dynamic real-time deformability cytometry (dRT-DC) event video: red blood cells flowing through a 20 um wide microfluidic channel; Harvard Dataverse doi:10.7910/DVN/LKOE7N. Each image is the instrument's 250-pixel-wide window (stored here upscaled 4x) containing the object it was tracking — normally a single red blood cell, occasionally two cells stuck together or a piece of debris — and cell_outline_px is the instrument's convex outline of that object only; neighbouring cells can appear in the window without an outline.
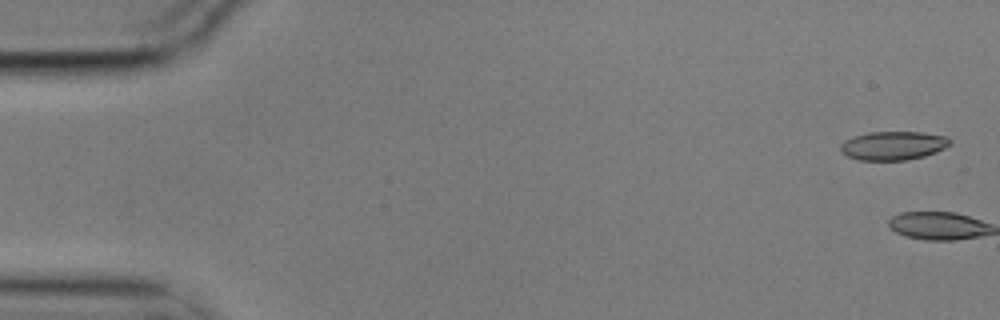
{"species": "common noctule bat (a hibernating species)", "species_latin": "Nyctalus noctula", "temperature_condition": "cold", "stored_images_in_passage": 5, "camera_frame_rate_fps": 3000, "um_per_image_px": 0.085, "animal": {"sex": "male", "body_mass_g": 17.9}, "frame": {"image": 1, "passage_image": 1, "time_ms": 0.0, "image_size_px": [1000, 320], "cell_outline_px": [[952, 144], [936, 152], [924, 156], [908, 160], [860, 160], [848, 156], [840, 152], [840, 144], [844, 140], [852, 136], [868, 132], [920, 132], [948, 136], [952, 140]], "centroid_in_image_um": [75.93, 12.37], "position_along_channel_um": 9.1, "area_um2": 18.55}}